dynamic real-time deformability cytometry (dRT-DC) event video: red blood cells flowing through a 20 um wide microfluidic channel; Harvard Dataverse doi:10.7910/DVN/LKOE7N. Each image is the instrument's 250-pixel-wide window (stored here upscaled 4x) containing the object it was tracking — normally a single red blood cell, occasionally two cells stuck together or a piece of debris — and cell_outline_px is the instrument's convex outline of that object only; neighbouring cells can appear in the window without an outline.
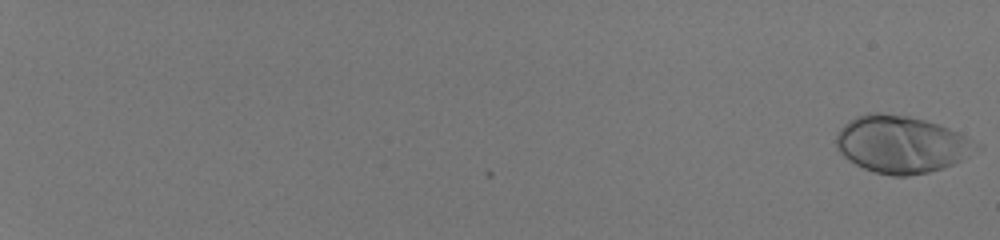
{"species": "human", "species_latin": "Homo sapiens", "temperature_condition": "room temperature", "stored_images_in_passage": 57, "camera_frame_rate_fps": 3000, "um_per_image_px": 0.085, "donor": {"sex": "male"}, "frame": {"image": 1, "passage_image": 1, "time_ms": 0.0, "image_size_px": [1000, 240], "cell_outline_px": [[964, 140], [960, 160], [944, 168], [928, 172], [908, 176], [892, 176], [872, 172], [848, 160], [836, 148], [836, 136], [840, 128], [848, 120], [856, 116], [868, 112], [880, 112], [908, 116], [940, 124], [964, 136]], "centroid_in_image_um": [76.35, 12.25], "position_along_channel_um": 8.6, "area_um2": 44.97}}
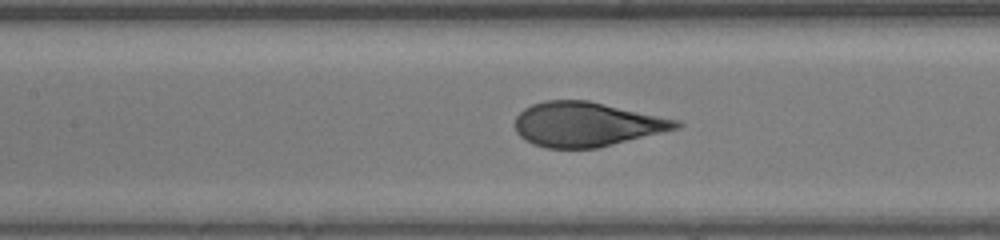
{"frame": {"image": 2, "passage_image": 33, "time_ms": 10.667, "image_size_px": [1000, 240], "cell_outline_px": [[684, 124], [680, 128], [596, 148], [544, 148], [532, 144], [520, 136], [516, 132], [516, 116], [524, 108], [532, 104], [544, 100], [588, 100], [680, 120]], "centroid_in_image_um": [49.86, 10.56], "position_along_channel_um": 157.5, "area_um2": 41.79}}
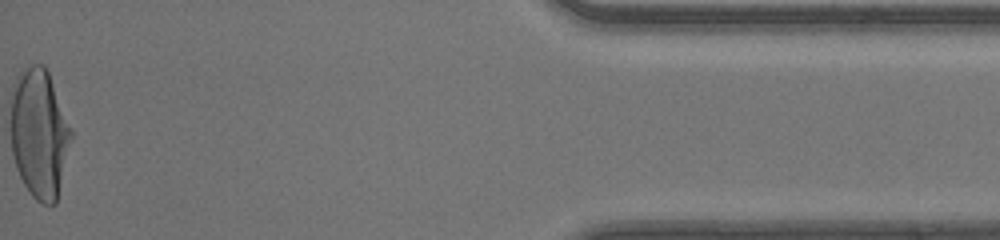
{"frame": {"image": 3, "passage_image": 57, "time_ms": 18.667, "image_size_px": [1000, 240], "cell_outline_px": [[72, 136], [56, 204], [44, 204], [36, 200], [32, 196], [24, 184], [16, 168], [12, 152], [12, 96], [16, 76], [20, 72], [32, 64], [44, 64], [48, 72], [72, 132]], "centroid_in_image_um": [3.34, 11.37], "position_along_channel_um": 431.9, "area_um2": 44.8}, "authors_computed_cell_mechanics": {"area_um2": 43.2922, "velocity_mm_per_s": 4.1539, "shape_relaxation_time_tau1_ms": 3.6432, "shape_relaxation_time_tau2_ms": null, "deformation_change_tau1": 0.2241, "deformation_change_tau2": null}}